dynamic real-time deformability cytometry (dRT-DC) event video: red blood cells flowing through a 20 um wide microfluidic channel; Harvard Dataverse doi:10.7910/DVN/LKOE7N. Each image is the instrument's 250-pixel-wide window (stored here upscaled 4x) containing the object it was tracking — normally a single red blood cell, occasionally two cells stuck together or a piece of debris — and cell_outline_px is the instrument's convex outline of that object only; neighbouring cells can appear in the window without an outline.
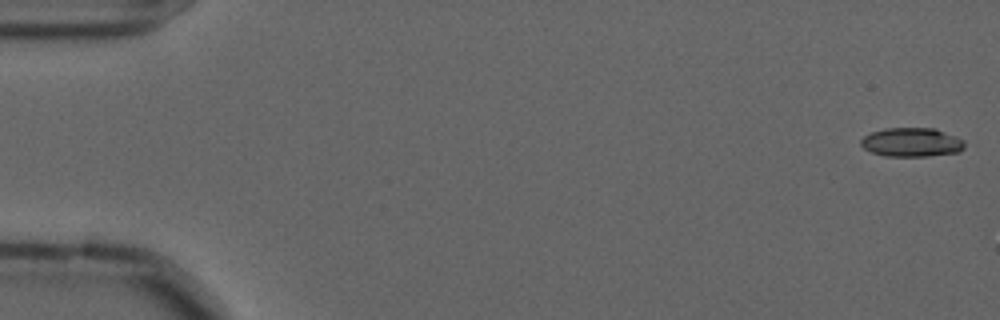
{"species": "common noctule bat (a hibernating species)", "species_latin": "Nyctalus noctula", "temperature_condition": "cold", "stored_images_in_passage": 57, "camera_frame_rate_fps": 3000, "um_per_image_px": 0.085, "animal": {"sex": "male", "forearm_length_mm": 52.5}, "frame": {"image": 1, "passage_image": 1, "time_ms": 0.0, "image_size_px": [1000, 320], "cell_outline_px": [[964, 148], [960, 152], [928, 156], [884, 156], [872, 152], [864, 148], [860, 144], [860, 140], [864, 136], [872, 132], [884, 128], [936, 128], [956, 136], [964, 140]], "centroid_in_image_um": [77.5, 12.09], "position_along_channel_um": 7.5, "area_um2": 17.63}}
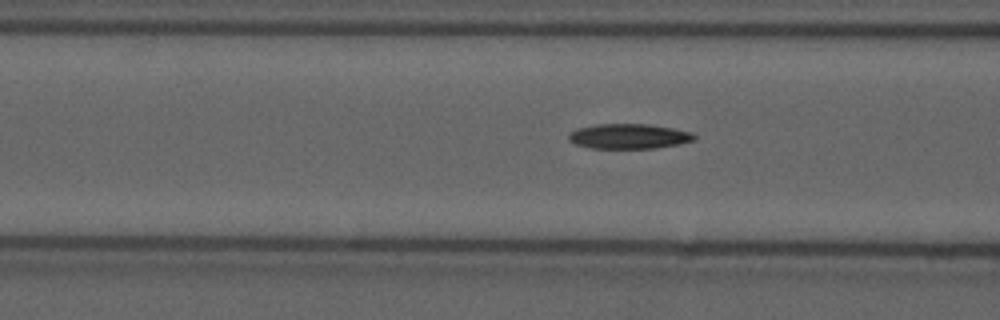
{"frame": {"image": 2, "passage_image": 22, "time_ms": 7.0, "image_size_px": [1000, 320], "cell_outline_px": [[696, 140], [680, 144], [656, 148], [592, 148], [576, 144], [568, 140], [568, 136], [576, 128], [596, 124], [648, 124], [672, 128], [692, 132], [696, 136]], "centroid_in_image_um": [53.48, 11.58], "position_along_channel_um": 113.1, "area_um2": 18.32}}
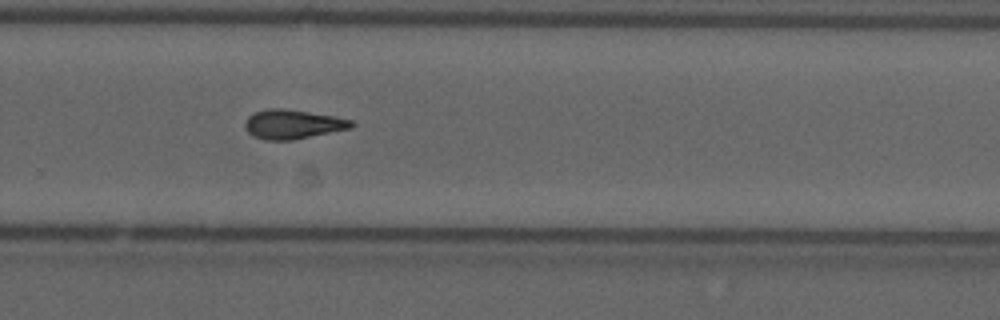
{"frame": {"image": 3, "passage_image": 38, "time_ms": 12.333, "image_size_px": [1000, 320], "cell_outline_px": [[356, 124], [352, 128], [292, 140], [264, 140], [252, 136], [244, 128], [244, 124], [248, 116], [256, 112], [268, 108], [284, 108], [332, 116], [352, 120]], "centroid_in_image_um": [24.86, 10.57], "position_along_channel_um": 304.9, "area_um2": 18.15}, "authors_computed_cell_mechanics": {"area_um2": 17.5134, "velocity_mm_per_s": 3.6024, "shape_relaxation_time_tau1_ms": 6.6024, "shape_relaxation_time_tau2_ms": null, "deformation_change_tau1": 0.155, "deformation_change_tau2": null}}